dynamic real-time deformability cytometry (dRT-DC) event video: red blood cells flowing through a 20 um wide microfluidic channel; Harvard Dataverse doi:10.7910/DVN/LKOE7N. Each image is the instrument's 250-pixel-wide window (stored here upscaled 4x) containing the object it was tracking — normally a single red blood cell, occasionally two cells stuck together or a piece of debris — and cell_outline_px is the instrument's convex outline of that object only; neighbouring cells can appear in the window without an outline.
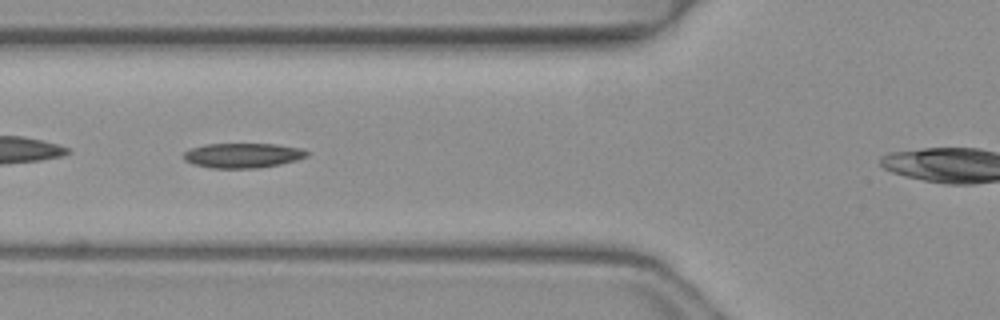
{"species": "common noctule bat (a hibernating species)", "species_latin": "Nyctalus noctula", "temperature_condition": "warm", "stored_images_in_passage": 42, "camera_frame_rate_fps": 3000, "um_per_image_px": 0.085, "animal": {"sex": "female", "body_mass_g": 19.3, "forearm_length_mm": 54.1}, "frame": {"image": 1, "passage_image": 14, "time_ms": 4.333, "image_size_px": [1000, 320], "cell_outline_px": [[308, 156], [296, 160], [280, 164], [260, 168], [212, 168], [192, 164], [184, 160], [184, 152], [192, 148], [204, 144], [276, 144], [300, 148], [308, 152]], "centroid_in_image_um": [20.62, 13.21], "position_along_channel_um": 105.2, "area_um2": 17.8}}
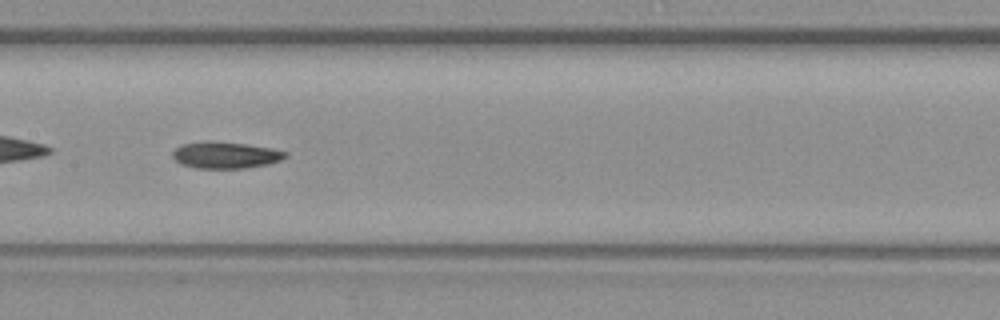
{"frame": {"image": 2, "passage_image": 20, "time_ms": 6.333, "image_size_px": [1000, 320], "cell_outline_px": [[288, 156], [280, 160], [268, 164], [244, 168], [196, 168], [180, 164], [172, 156], [172, 152], [176, 148], [184, 144], [208, 140], [212, 140], [248, 144], [272, 148], [288, 152]], "centroid_in_image_um": [19.18, 13.17], "position_along_channel_um": 188.2, "area_um2": 17.63}}
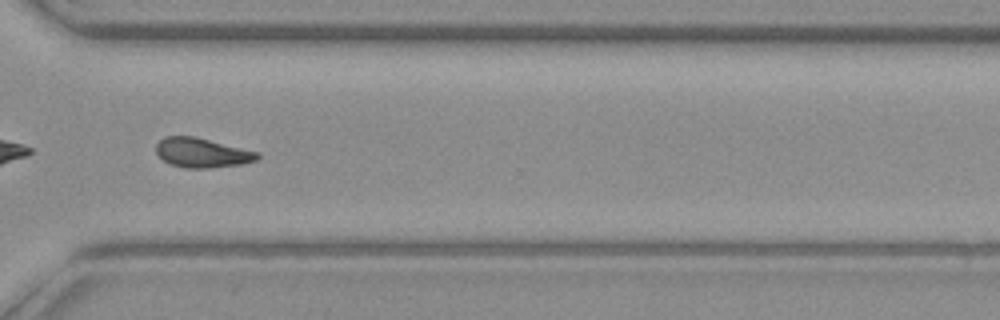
{"frame": {"image": 3, "passage_image": 32, "time_ms": 10.333, "image_size_px": [1000, 320], "cell_outline_px": [[260, 156], [256, 160], [244, 164], [208, 168], [184, 168], [172, 164], [164, 160], [156, 152], [156, 144], [164, 136], [192, 136], [260, 152]], "centroid_in_image_um": [17.19, 12.99], "position_along_channel_um": 353.4, "area_um2": 17.34}}